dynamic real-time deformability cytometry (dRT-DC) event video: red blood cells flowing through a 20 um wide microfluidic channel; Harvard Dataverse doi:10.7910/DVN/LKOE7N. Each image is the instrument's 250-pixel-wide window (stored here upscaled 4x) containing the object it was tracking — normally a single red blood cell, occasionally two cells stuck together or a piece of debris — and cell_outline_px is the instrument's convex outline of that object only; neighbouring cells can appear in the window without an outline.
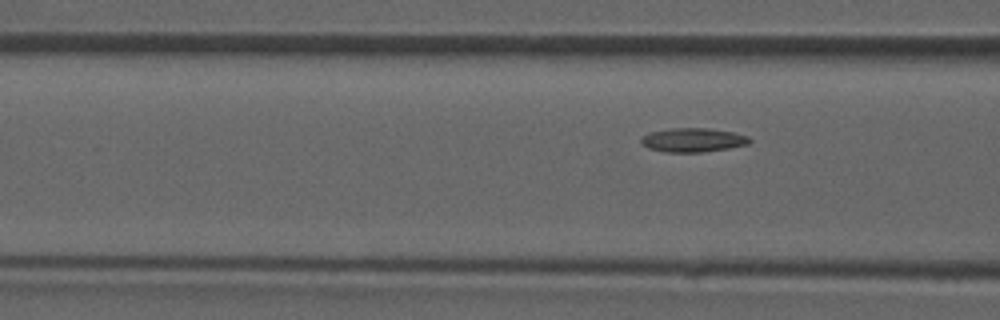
{"species": "common noctule bat (a hibernating species)", "species_latin": "Nyctalus noctula", "temperature_condition": "room temperature", "stored_images_in_passage": 7, "camera_frame_rate_fps": 3000, "um_per_image_px": 0.085, "animal": {"sex": "male", "forearm_length_mm": 52.5}, "frame": {"image": 1, "passage_image": 7, "time_ms": 7.0, "image_size_px": [1000, 320], "cell_outline_px": [[752, 140], [748, 144], [728, 148], [704, 152], [664, 152], [648, 148], [640, 144], [640, 136], [648, 132], [672, 128], [708, 128], [732, 132], [748, 136]], "centroid_in_image_um": [58.84, 11.9], "position_along_channel_um": 107.8, "area_um2": 15.32}}